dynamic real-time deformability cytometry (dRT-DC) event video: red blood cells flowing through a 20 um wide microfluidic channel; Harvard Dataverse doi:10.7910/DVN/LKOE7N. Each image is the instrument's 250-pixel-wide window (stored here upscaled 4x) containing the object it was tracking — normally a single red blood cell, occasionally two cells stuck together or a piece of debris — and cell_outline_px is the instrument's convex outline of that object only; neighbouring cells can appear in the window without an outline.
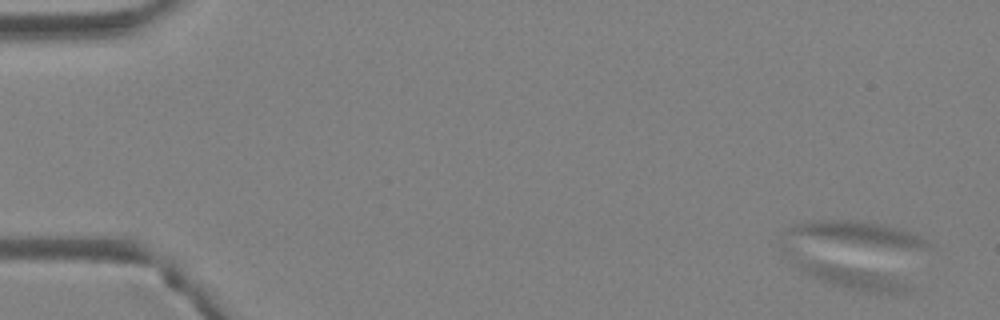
{"species": "Egyptian fruit bat (a non-hibernating species)", "species_latin": "Rousettus aegyptiacus", "temperature_condition": "warm", "stored_images_in_passage": 5, "camera_frame_rate_fps": 3000, "um_per_image_px": 0.085, "animal": {"sex": "female"}, "frame": {"image": 1, "passage_image": 1, "time_ms": 0.0, "image_size_px": [1000, 320], "cell_outline_px": [[912, 288], [908, 292], [892, 296], [840, 288], [820, 280], [812, 276], [792, 264], [780, 252], [784, 248], [876, 272], [904, 284]], "centroid_in_image_um": [71.85, 23.36], "position_along_channel_um": 13.2, "area_um2": 17.74}}